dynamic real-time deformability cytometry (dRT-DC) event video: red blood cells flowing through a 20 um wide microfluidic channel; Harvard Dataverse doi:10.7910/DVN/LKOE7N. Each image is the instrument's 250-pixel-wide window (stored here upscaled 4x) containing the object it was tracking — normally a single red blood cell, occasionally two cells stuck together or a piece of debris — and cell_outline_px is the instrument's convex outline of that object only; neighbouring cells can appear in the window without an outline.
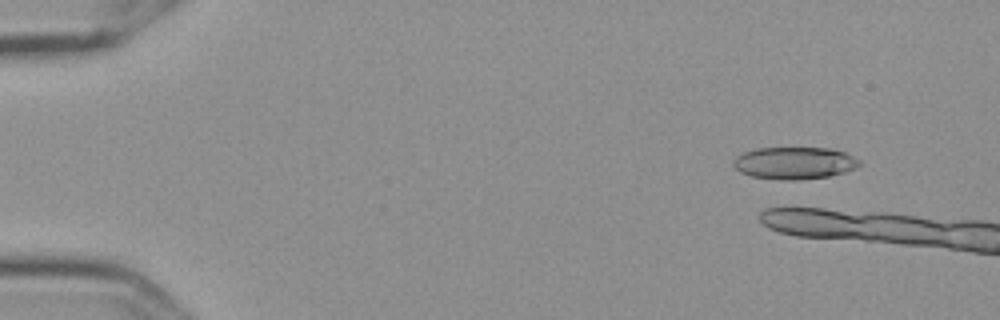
{"species": "Egyptian fruit bat (a non-hibernating species)", "species_latin": "Rousettus aegyptiacus", "temperature_condition": "cold", "stored_images_in_passage": 4, "camera_frame_rate_fps": 3000, "um_per_image_px": 0.085, "frame": {"image": 1, "passage_image": 1, "time_ms": 0.0, "image_size_px": [1000, 320], "cell_outline_px": [[860, 164], [856, 168], [844, 172], [828, 176], [796, 180], [780, 180], [752, 176], [740, 172], [732, 164], [732, 160], [736, 156], [744, 152], [756, 148], [828, 148], [844, 152], [860, 160]], "centroid_in_image_um": [67.5, 13.85], "position_along_channel_um": 17.5, "area_um2": 23.58}}